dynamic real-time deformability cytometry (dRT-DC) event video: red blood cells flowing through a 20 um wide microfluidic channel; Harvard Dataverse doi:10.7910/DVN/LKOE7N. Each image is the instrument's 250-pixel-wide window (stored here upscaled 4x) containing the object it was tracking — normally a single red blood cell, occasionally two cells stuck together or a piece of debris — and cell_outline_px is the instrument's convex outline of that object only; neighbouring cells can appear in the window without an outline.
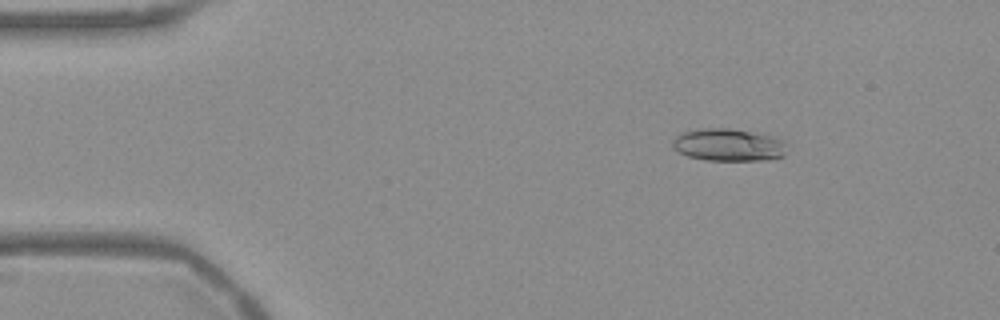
{"species": "Egyptian fruit bat (a non-hibernating species)", "species_latin": "Rousettus aegyptiacus", "temperature_condition": "warm", "stored_images_in_passage": 17, "camera_frame_rate_fps": 3000, "um_per_image_px": 0.085, "frame": {"image": 1, "passage_image": 8, "time_ms": 2.333, "image_size_px": [1000, 320], "cell_outline_px": [[788, 144], [784, 156], [768, 160], [704, 160], [688, 156], [672, 148], [672, 140], [680, 132], [700, 128], [732, 128], [764, 132], [784, 136], [788, 140]], "centroid_in_image_um": [62.05, 12.28], "position_along_channel_um": 22.9, "area_um2": 22.77}}